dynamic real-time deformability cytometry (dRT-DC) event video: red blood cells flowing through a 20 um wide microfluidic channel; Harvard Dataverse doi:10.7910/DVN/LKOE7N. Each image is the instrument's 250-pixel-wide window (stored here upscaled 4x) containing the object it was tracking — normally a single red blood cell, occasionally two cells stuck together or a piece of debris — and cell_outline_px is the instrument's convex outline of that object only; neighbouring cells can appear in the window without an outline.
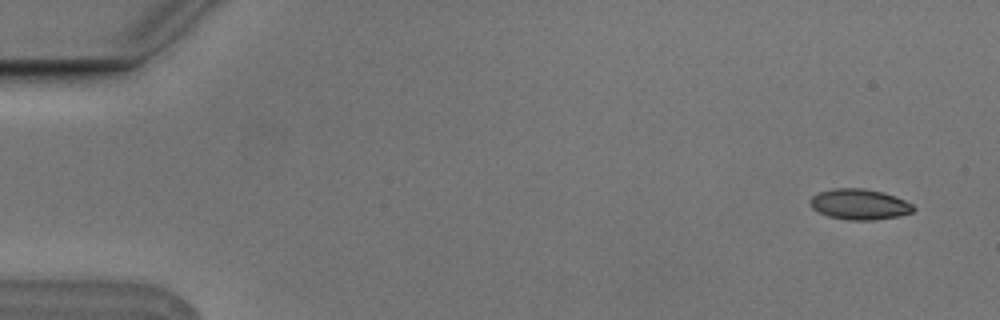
{"species": "Egyptian fruit bat (a non-hibernating species)", "species_latin": "Rousettus aegyptiacus", "temperature_condition": "cold", "stored_images_in_passage": 2, "camera_frame_rate_fps": 3000, "um_per_image_px": 0.085, "animal": {"sex": "male"}, "frame": {"image": 1, "passage_image": 1, "time_ms": 0.0, "image_size_px": [1000, 320], "cell_outline_px": [[916, 208], [912, 212], [900, 216], [872, 220], [848, 220], [828, 216], [812, 208], [812, 196], [820, 192], [832, 188], [864, 188], [896, 196], [912, 204]], "centroid_in_image_um": [73.09, 17.37], "position_along_channel_um": 11.9, "area_um2": 18.26}}